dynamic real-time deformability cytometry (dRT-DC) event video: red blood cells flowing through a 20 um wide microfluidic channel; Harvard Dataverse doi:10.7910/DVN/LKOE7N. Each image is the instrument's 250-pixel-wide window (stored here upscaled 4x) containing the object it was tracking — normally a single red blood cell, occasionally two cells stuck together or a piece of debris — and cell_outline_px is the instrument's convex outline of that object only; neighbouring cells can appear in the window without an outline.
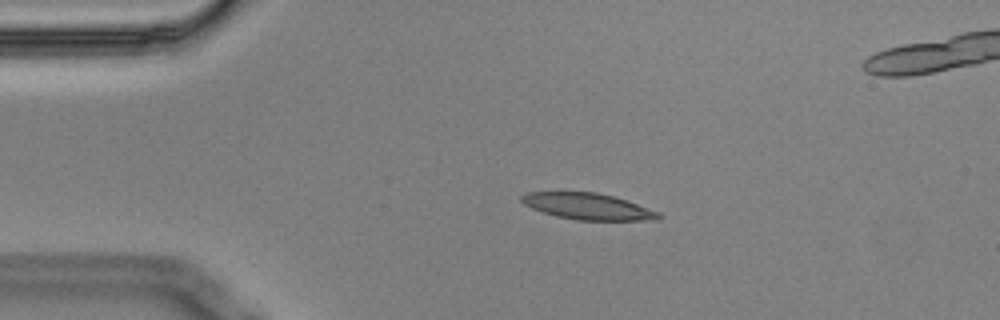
{"species": "Egyptian fruit bat (a non-hibernating species)", "species_latin": "Rousettus aegyptiacus", "temperature_condition": "cold", "stored_images_in_passage": 4, "camera_frame_rate_fps": 3000, "um_per_image_px": 0.085, "animal": {"sex": "male"}, "frame": {"image": 1, "passage_image": 2, "time_ms": 0.333, "image_size_px": [1000, 320], "cell_outline_px": [[664, 216], [656, 220], [576, 220], [556, 216], [532, 208], [524, 204], [520, 200], [520, 196], [528, 192], [596, 192], [628, 200], [660, 212]], "centroid_in_image_um": [50.01, 17.54], "position_along_channel_um": 35.0, "area_um2": 21.1}}